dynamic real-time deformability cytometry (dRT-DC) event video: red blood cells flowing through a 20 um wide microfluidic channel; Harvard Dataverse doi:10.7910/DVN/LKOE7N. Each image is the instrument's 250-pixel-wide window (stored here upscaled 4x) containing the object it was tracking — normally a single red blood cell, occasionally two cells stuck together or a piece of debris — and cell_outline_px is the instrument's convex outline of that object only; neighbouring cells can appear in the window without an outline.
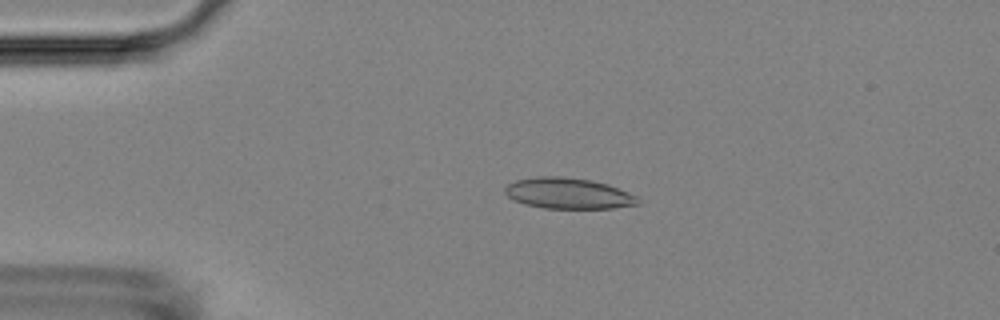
{"species": "Egyptian fruit bat (a non-hibernating species)", "species_latin": "Rousettus aegyptiacus", "temperature_condition": "room temperature", "stored_images_in_passage": 48, "camera_frame_rate_fps": 3000, "um_per_image_px": 0.085, "animal": {"sex": "female"}, "frame": {"image": 1, "passage_image": 5, "time_ms": 1.333, "image_size_px": [1000, 320], "cell_outline_px": [[640, 204], [612, 208], [544, 208], [524, 204], [512, 200], [504, 192], [504, 188], [508, 184], [516, 180], [536, 176], [560, 176], [592, 180], [608, 184], [636, 196], [640, 200]], "centroid_in_image_um": [48.27, 16.43], "position_along_channel_um": 36.7, "area_um2": 23.99}}
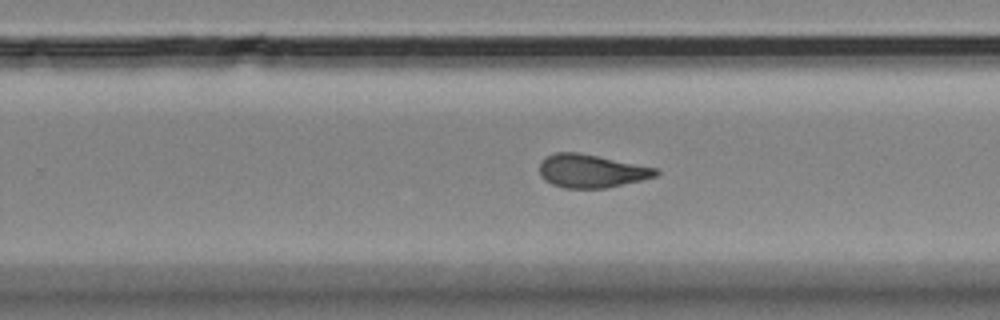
{"frame": {"image": 2, "passage_image": 28, "time_ms": 9.0, "image_size_px": [1000, 320], "cell_outline_px": [[660, 172], [656, 176], [640, 180], [604, 188], [564, 188], [552, 184], [544, 180], [540, 176], [540, 164], [548, 156], [556, 152], [576, 152], [656, 168]], "centroid_in_image_um": [50.23, 14.54], "position_along_channel_um": 279.6, "area_um2": 22.08}}
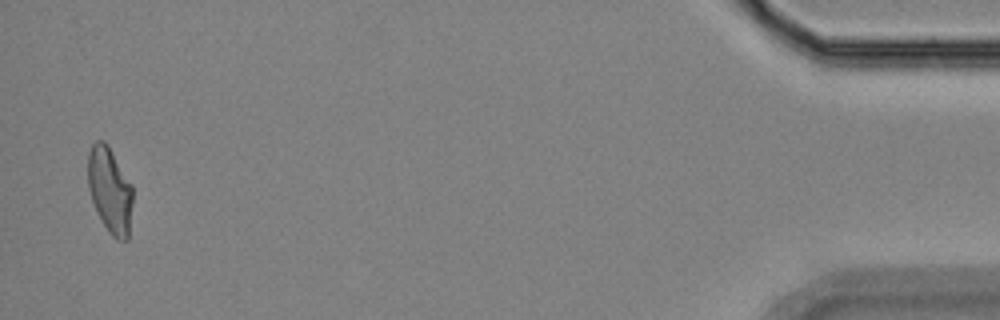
{"frame": {"image": 3, "passage_image": 47, "time_ms": 15.333, "image_size_px": [1000, 320], "cell_outline_px": [[132, 204], [128, 240], [116, 240], [108, 232], [92, 200], [88, 188], [88, 152], [92, 144], [96, 140], [104, 140], [108, 144], [132, 184]], "centroid_in_image_um": [9.35, 16.13], "position_along_channel_um": 425.9, "area_um2": 22.43}, "authors_computed_cell_mechanics": {"area_um2": 22.9755, "velocity_mm_per_s": 3.6136, "shape_relaxation_time_tau1_ms": null, "shape_relaxation_time_tau2_ms": 1.7672, "deformation_change_tau1": null, "deformation_change_tau2": 0.0826}}